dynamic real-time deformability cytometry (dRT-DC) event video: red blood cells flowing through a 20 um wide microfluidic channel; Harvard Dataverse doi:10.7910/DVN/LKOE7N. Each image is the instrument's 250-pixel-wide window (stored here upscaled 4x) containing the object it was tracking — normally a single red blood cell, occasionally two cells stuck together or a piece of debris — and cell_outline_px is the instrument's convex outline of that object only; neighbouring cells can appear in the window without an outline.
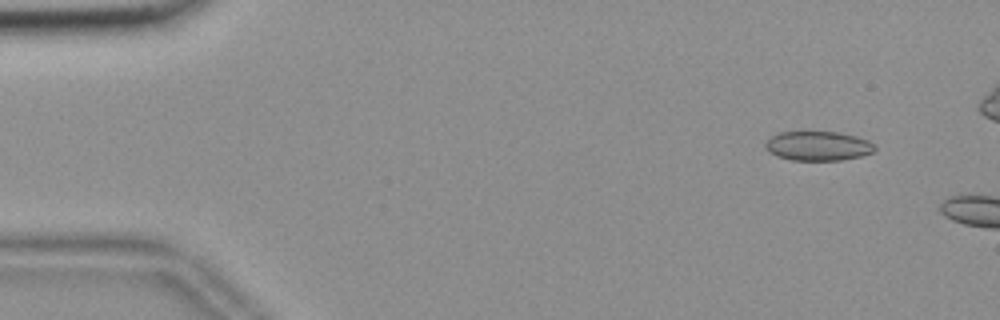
{"species": "common noctule bat (a hibernating species)", "species_latin": "Nyctalus noctula", "temperature_condition": "room temperature", "stored_images_in_passage": 5, "camera_frame_rate_fps": 3000, "um_per_image_px": 0.085, "animal": {"sex": "female", "body_mass_g": 18.4}, "frame": {"image": 1, "passage_image": 1, "time_ms": 0.0, "image_size_px": [1000, 320], "cell_outline_px": [[876, 148], [872, 152], [860, 156], [844, 160], [792, 160], [776, 156], [768, 152], [764, 148], [764, 144], [772, 136], [780, 132], [840, 132], [856, 136], [868, 140]], "centroid_in_image_um": [69.51, 12.41], "position_along_channel_um": 15.5, "area_um2": 18.73}}